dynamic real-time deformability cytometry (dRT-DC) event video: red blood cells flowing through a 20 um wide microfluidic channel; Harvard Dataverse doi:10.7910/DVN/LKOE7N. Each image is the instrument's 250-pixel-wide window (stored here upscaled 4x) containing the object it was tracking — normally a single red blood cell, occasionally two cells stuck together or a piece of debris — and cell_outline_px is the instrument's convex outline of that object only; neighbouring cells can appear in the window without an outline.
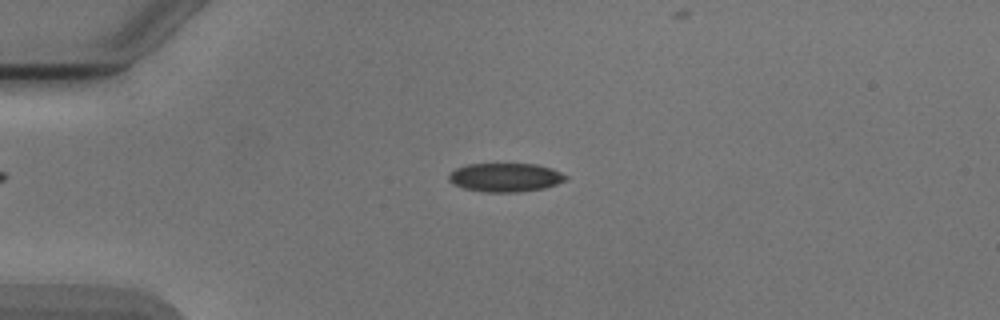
{"species": "Egyptian fruit bat (a non-hibernating species)", "species_latin": "Rousettus aegyptiacus", "temperature_condition": "cold", "stored_images_in_passage": 47, "camera_frame_rate_fps": 3000, "um_per_image_px": 0.085, "animal": {"sex": "male"}, "frame": {"image": 1, "passage_image": 14, "time_ms": 4.333, "image_size_px": [1000, 320], "cell_outline_px": [[568, 176], [564, 180], [556, 184], [544, 188], [516, 192], [484, 192], [464, 188], [452, 184], [448, 180], [448, 172], [456, 168], [468, 164], [536, 164], [552, 168]], "centroid_in_image_um": [42.91, 15.07], "position_along_channel_um": 42.1, "area_um2": 19.59}}
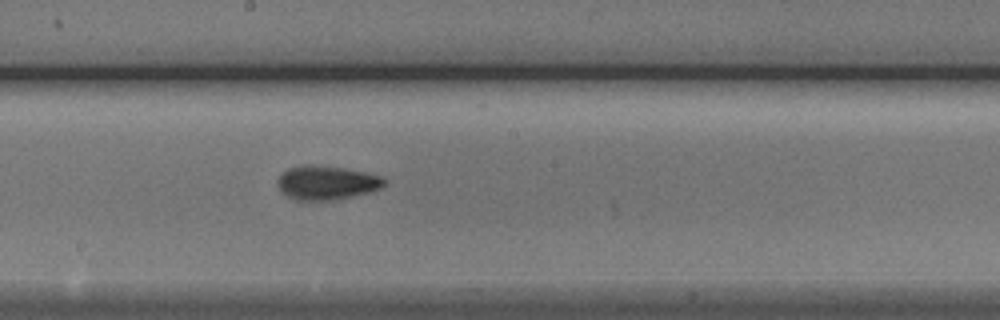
{"frame": {"image": 2, "passage_image": 30, "time_ms": 9.667, "image_size_px": [1000, 320], "cell_outline_px": [[388, 184], [380, 188], [368, 192], [332, 200], [296, 200], [288, 196], [280, 188], [280, 176], [288, 168], [304, 164], [312, 164], [344, 168], [368, 172], [380, 176], [388, 180]], "centroid_in_image_um": [27.83, 15.51], "position_along_channel_um": 220.4, "area_um2": 20.92}}
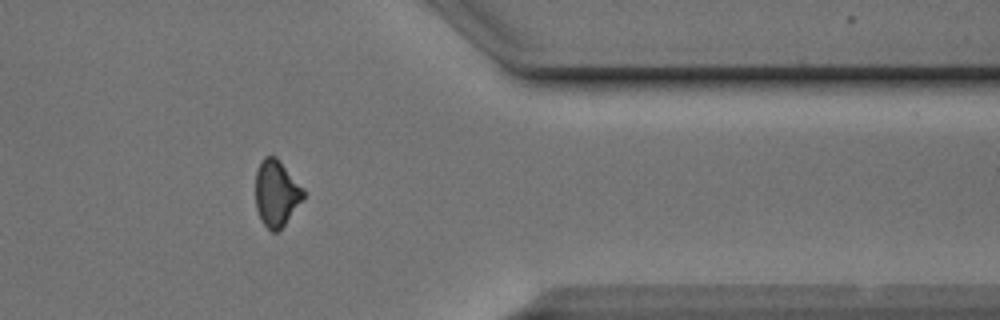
{"frame": {"image": 3, "passage_image": 44, "time_ms": 14.333, "image_size_px": [1000, 320], "cell_outline_px": [[304, 196], [280, 232], [272, 232], [260, 220], [256, 208], [256, 172], [260, 160], [264, 156], [276, 156], [304, 192]], "centroid_in_image_um": [23.45, 16.45], "position_along_channel_um": 388.0, "area_um2": 18.21}}